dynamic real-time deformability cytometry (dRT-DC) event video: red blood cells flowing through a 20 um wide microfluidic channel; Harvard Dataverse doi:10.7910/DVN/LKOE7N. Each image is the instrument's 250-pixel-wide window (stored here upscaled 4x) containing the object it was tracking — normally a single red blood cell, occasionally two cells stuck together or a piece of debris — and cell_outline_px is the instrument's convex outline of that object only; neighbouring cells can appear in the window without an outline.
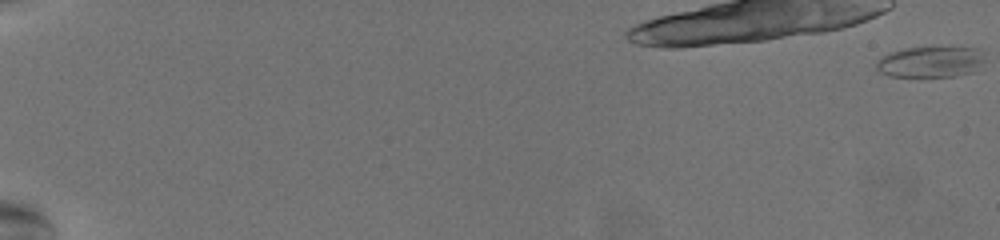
{"species": "common noctule bat (a hibernating species)", "species_latin": "Nyctalus noctula", "temperature_condition": "warm", "stored_images_in_passage": 53, "camera_frame_rate_fps": 3000, "um_per_image_px": 0.085, "animal": {"sex": "female", "body_mass_g": 19.5, "forearm_length_mm": 54.1}, "frame": {"image": 1, "passage_image": 1, "time_ms": 0.0, "image_size_px": [1000, 240], "cell_outline_px": [[984, 60], [972, 72], [956, 76], [888, 76], [880, 72], [876, 68], [876, 60], [880, 56], [888, 52], [904, 48], [980, 48]], "centroid_in_image_um": [79.02, 5.26], "position_along_channel_um": 6.0, "area_um2": 19.42}}
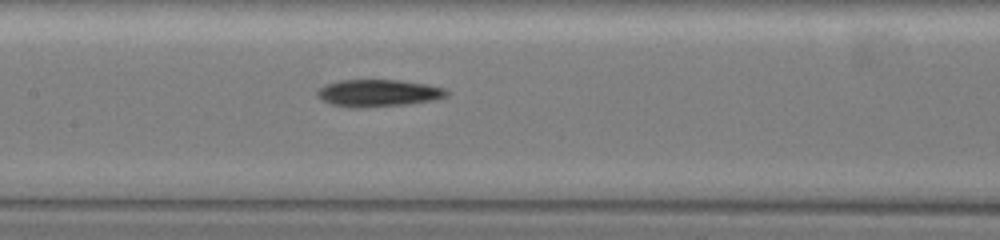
{"frame": {"image": 2, "passage_image": 34, "time_ms": 11.0, "image_size_px": [1000, 240], "cell_outline_px": [[448, 96], [432, 100], [408, 104], [364, 108], [348, 108], [332, 104], [316, 96], [316, 92], [324, 84], [340, 80], [400, 80], [428, 84], [444, 88], [448, 92]], "centroid_in_image_um": [32.14, 7.91], "position_along_channel_um": 175.3, "area_um2": 20.63}}
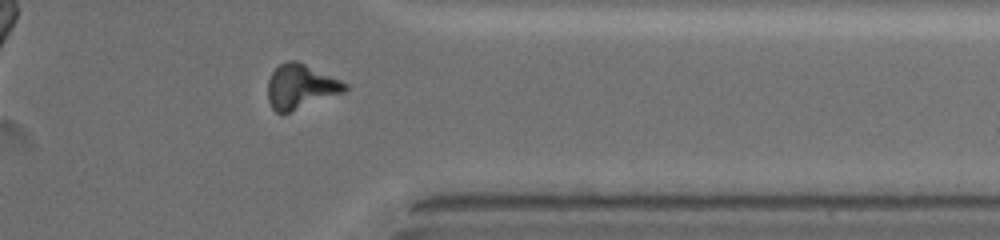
{"frame": {"image": 3, "passage_image": 51, "time_ms": 16.667, "image_size_px": [1000, 240], "cell_outline_px": [[348, 88], [344, 92], [284, 116], [276, 112], [272, 108], [268, 100], [268, 80], [272, 72], [280, 64], [288, 60], [296, 60], [340, 80], [348, 84]], "centroid_in_image_um": [25.53, 7.41], "position_along_channel_um": 385.9, "area_um2": 20.29}, "authors_computed_cell_mechanics": {"area_um2": 20.4612, "velocity_mm_per_s": 3.7787, "shape_relaxation_time_tau1_ms": 2.6816, "shape_relaxation_time_tau2_ms": null, "deformation_change_tau1": 0.1762, "deformation_change_tau2": null}}